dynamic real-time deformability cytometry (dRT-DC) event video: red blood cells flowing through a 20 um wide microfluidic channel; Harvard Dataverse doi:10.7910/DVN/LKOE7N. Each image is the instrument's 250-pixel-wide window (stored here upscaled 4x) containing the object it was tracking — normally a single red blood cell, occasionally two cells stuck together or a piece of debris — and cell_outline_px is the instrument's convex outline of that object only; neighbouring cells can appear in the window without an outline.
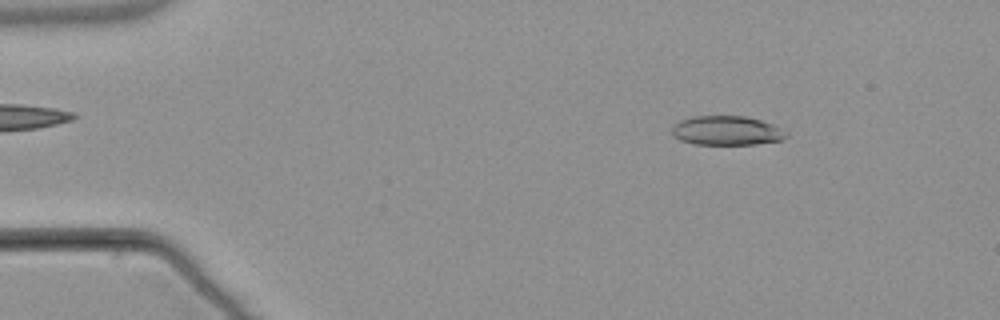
{"species": "common noctule bat (a hibernating species)", "species_latin": "Nyctalus noctula", "temperature_condition": "warm", "stored_images_in_passage": 53, "camera_frame_rate_fps": 3000, "um_per_image_px": 0.085, "animal": {"sex": "male", "body_mass_g": 21.5, "forearm_length_mm": 52.0}, "frame": {"image": 1, "passage_image": 7, "time_ms": 2.0, "image_size_px": [1000, 320], "cell_outline_px": [[788, 136], [784, 140], [756, 144], [696, 144], [680, 140], [672, 136], [672, 124], [680, 120], [692, 116], [744, 116], [760, 120], [772, 124], [788, 132]], "centroid_in_image_um": [61.76, 11.1], "position_along_channel_um": 23.2, "area_um2": 19.65}}
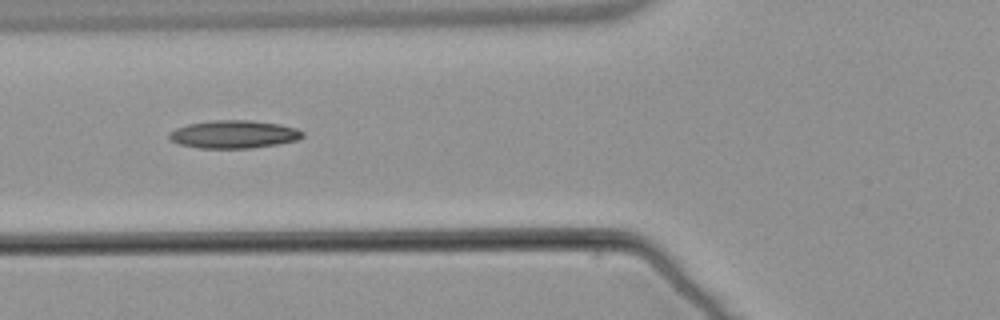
{"frame": {"image": 2, "passage_image": 20, "time_ms": 6.333, "image_size_px": [1000, 320], "cell_outline_px": [[304, 136], [296, 140], [276, 144], [252, 148], [200, 148], [180, 144], [172, 140], [168, 136], [176, 128], [188, 124], [212, 120], [248, 120], [280, 124], [296, 128], [304, 132]], "centroid_in_image_um": [19.9, 11.41], "position_along_channel_um": 105.9, "area_um2": 21.5}}
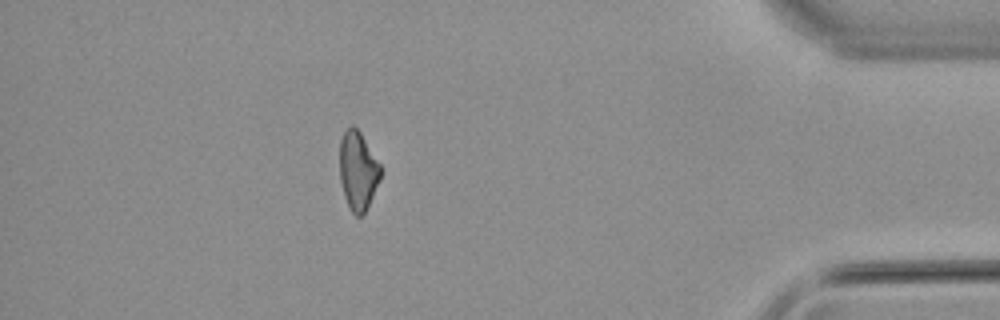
{"frame": {"image": 3, "passage_image": 47, "time_ms": 15.333, "image_size_px": [1000, 320], "cell_outline_px": [[380, 180], [364, 212], [360, 216], [356, 216], [352, 212], [344, 196], [340, 180], [340, 140], [344, 132], [352, 124], [360, 132], [380, 164]], "centroid_in_image_um": [30.41, 14.49], "position_along_channel_um": 404.8, "area_um2": 18.38}}